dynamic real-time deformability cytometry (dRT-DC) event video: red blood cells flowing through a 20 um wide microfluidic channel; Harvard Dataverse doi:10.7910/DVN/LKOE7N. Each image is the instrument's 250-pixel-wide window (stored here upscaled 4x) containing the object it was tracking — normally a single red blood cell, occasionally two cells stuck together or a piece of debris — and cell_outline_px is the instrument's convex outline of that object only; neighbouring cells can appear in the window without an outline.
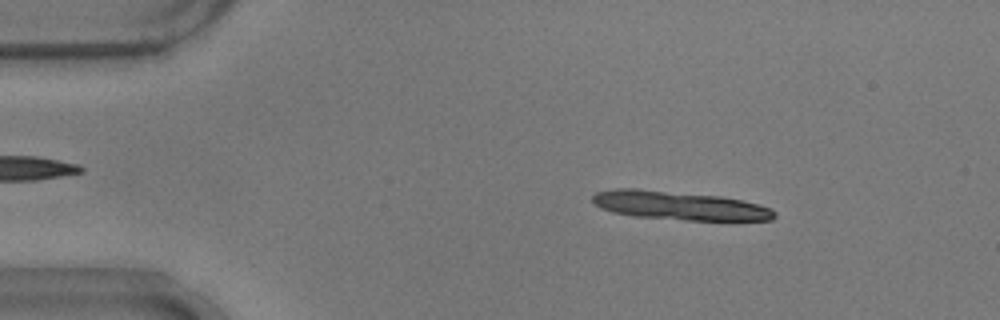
{"species": "common noctule bat (a hibernating species)", "species_latin": "Nyctalus noctula", "temperature_condition": "warm", "stored_images_in_passage": 7, "camera_frame_rate_fps": 3000, "um_per_image_px": 0.085, "animal": {"sex": "male", "body_mass_g": 17.9}, "frame": {"image": 1, "passage_image": 1, "time_ms": 0.0, "image_size_px": [1000, 320], "cell_outline_px": [[776, 216], [772, 220], [688, 220], [632, 216], [612, 212], [600, 208], [592, 200], [592, 196], [596, 192], [612, 188], [636, 188], [720, 196], [760, 204], [772, 208], [776, 212]], "centroid_in_image_um": [57.73, 17.47], "position_along_channel_um": 27.3, "area_um2": 30.52}}